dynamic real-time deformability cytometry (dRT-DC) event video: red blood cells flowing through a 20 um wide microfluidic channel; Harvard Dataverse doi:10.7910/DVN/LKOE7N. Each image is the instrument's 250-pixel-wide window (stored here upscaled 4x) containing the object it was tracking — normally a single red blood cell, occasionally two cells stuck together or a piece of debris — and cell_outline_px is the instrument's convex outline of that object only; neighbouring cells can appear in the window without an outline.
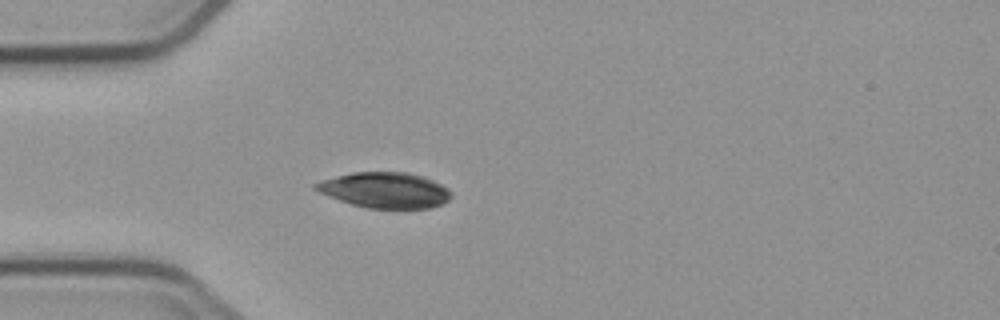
{"species": "common noctule bat (a hibernating species)", "species_latin": "Nyctalus noctula", "temperature_condition": "cold", "stored_images_in_passage": 5, "camera_frame_rate_fps": 3000, "um_per_image_px": 0.085, "animal": {"sex": "male", "body_mass_g": 23.1, "forearm_length_mm": 52.7}, "frame": {"image": 1, "passage_image": 5, "time_ms": 4.667, "image_size_px": [1000, 320], "cell_outline_px": [[452, 196], [444, 204], [428, 208], [368, 208], [352, 204], [328, 196], [312, 188], [312, 184], [320, 180], [352, 172], [408, 172], [424, 176], [448, 188], [452, 192]], "centroid_in_image_um": [32.72, 16.15], "position_along_channel_um": 52.3, "area_um2": 28.26}}